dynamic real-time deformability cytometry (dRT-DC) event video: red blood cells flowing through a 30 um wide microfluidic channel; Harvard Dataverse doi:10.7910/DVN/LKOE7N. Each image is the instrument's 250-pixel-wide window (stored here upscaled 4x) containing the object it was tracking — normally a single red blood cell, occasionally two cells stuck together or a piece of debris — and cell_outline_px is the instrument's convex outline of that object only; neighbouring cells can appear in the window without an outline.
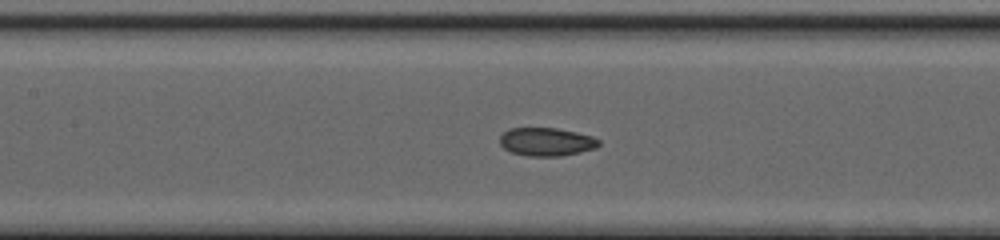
{"species": "common noctule bat (a hibernating species)", "species_latin": "Nyctalus noctula", "temperature_condition": "cold", "stored_images_in_passage": 33, "camera_frame_rate_fps": 3000, "um_per_image_px": 0.085, "animal": {"sex": "female", "body_mass_g": 20.0, "forearm_length_mm": 54.0}, "frame": {"image": 1, "passage_image": 7, "time_ms": 2.0, "image_size_px": [1000, 240], "cell_outline_px": [[600, 144], [596, 148], [580, 152], [560, 156], [528, 156], [512, 152], [504, 148], [500, 144], [500, 136], [508, 128], [556, 128], [576, 132], [592, 136], [600, 140]], "centroid_in_image_um": [46.45, 12.05], "position_along_channel_um": 160.9, "area_um2": 16.3}}
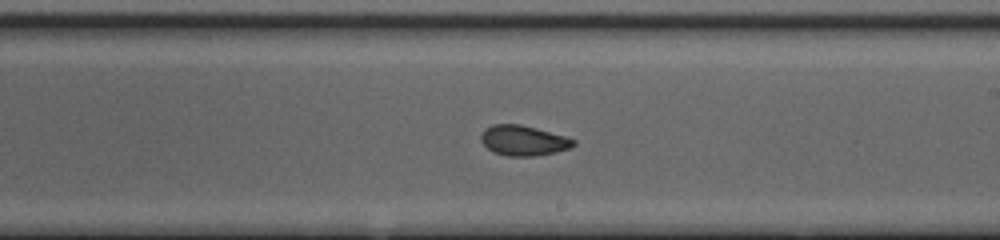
{"frame": {"image": 2, "passage_image": 13, "time_ms": 4.0, "image_size_px": [1000, 240], "cell_outline_px": [[576, 144], [572, 148], [556, 152], [532, 156], [508, 156], [492, 152], [480, 140], [480, 136], [484, 128], [492, 124], [520, 124], [568, 136], [576, 140]], "centroid_in_image_um": [44.51, 11.94], "position_along_channel_um": 244.5, "area_um2": 16.53}}
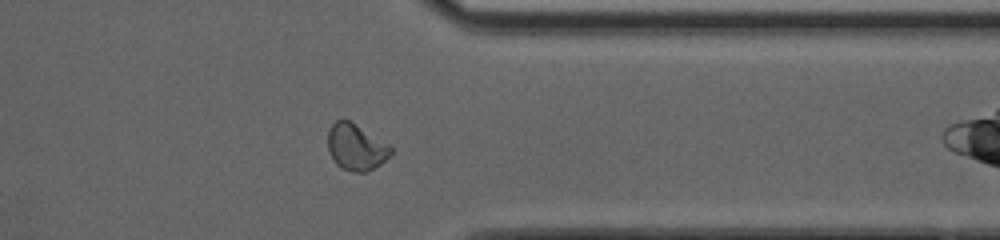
{"frame": {"image": 3, "passage_image": 23, "time_ms": 7.333, "image_size_px": [1000, 240], "cell_outline_px": [[392, 152], [380, 164], [364, 172], [352, 172], [340, 168], [332, 160], [328, 152], [328, 128], [336, 120], [348, 120], [388, 144], [392, 148]], "centroid_in_image_um": [30.21, 12.52], "position_along_channel_um": 381.2, "area_um2": 16.82}, "authors_computed_cell_mechanics": {"area_um2": 16.9354, "velocity_mm_per_s": 4.1925, "shape_relaxation_time_tau1_ms": 3.9694, "shape_relaxation_time_tau2_ms": 1.0856, "deformation_change_tau1": 0.1009, "deformation_change_tau2": 0.0338}}